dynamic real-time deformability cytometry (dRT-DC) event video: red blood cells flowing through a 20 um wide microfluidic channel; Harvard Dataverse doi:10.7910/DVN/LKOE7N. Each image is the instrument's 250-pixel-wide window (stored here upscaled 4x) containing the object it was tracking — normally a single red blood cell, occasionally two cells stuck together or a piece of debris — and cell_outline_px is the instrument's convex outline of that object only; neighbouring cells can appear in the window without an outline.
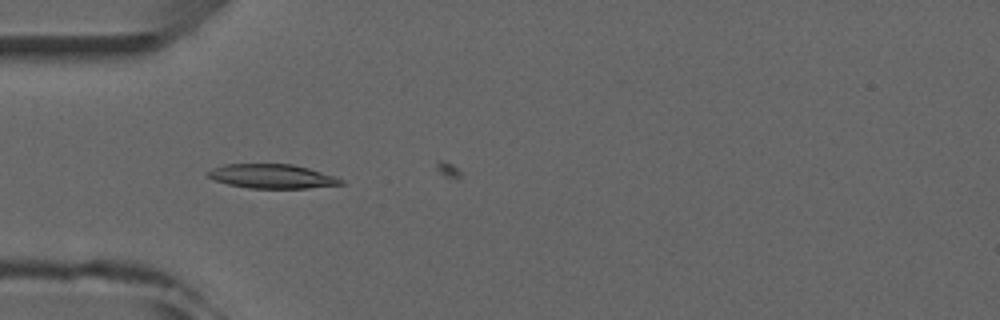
{"species": "common noctule bat (a hibernating species)", "species_latin": "Nyctalus noctula", "temperature_condition": "room temperature", "stored_images_in_passage": 5, "camera_frame_rate_fps": 3000, "um_per_image_px": 0.085, "animal": {"sex": "male", "forearm_length_mm": 52.5}, "frame": {"image": 1, "passage_image": 4, "time_ms": 4.333, "image_size_px": [1000, 320], "cell_outline_px": [[344, 184], [308, 188], [248, 188], [228, 184], [216, 180], [208, 176], [208, 172], [212, 168], [224, 164], [292, 164], [308, 168], [344, 180]], "centroid_in_image_um": [23.11, 14.98], "position_along_channel_um": 61.9, "area_um2": 18.5}}